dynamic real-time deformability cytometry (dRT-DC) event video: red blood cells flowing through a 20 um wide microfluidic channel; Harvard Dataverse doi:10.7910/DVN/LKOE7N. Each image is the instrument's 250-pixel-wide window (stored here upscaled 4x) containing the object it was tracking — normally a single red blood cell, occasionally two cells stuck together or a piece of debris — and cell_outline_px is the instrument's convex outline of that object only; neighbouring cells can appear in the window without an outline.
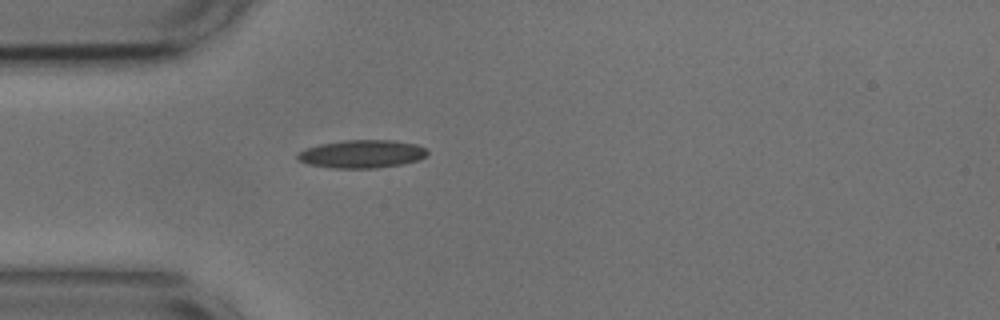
{"species": "common noctule bat (a hibernating species)", "species_latin": "Nyctalus noctula", "temperature_condition": "cold", "stored_images_in_passage": 6, "camera_frame_rate_fps": 3000, "um_per_image_px": 0.085, "animal": {"sex": "male", "body_mass_g": 17.9, "forearm_length_mm": 54.2}, "frame": {"image": 1, "passage_image": 1, "time_ms": 0.0, "image_size_px": [1000, 320], "cell_outline_px": [[428, 152], [420, 160], [400, 164], [376, 168], [336, 168], [308, 164], [300, 160], [296, 156], [304, 148], [320, 144], [344, 140], [392, 140], [416, 144], [428, 148]], "centroid_in_image_um": [30.78, 13.08], "position_along_channel_um": 54.2, "area_um2": 21.15}}